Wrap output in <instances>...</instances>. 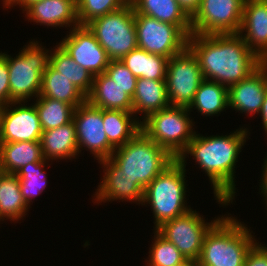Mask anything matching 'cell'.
Instances as JSON below:
<instances>
[{
	"mask_svg": "<svg viewBox=\"0 0 267 266\" xmlns=\"http://www.w3.org/2000/svg\"><path fill=\"white\" fill-rule=\"evenodd\" d=\"M187 47L197 57L204 79L227 88L247 78L263 62L240 34H191Z\"/></svg>",
	"mask_w": 267,
	"mask_h": 266,
	"instance_id": "cell-1",
	"label": "cell"
},
{
	"mask_svg": "<svg viewBox=\"0 0 267 266\" xmlns=\"http://www.w3.org/2000/svg\"><path fill=\"white\" fill-rule=\"evenodd\" d=\"M249 129L241 127L229 135L203 136L195 132L186 150L178 158L185 160L189 154L209 177L215 200L228 206L236 193L235 168L241 149L250 135ZM197 133V134H196ZM188 154V155H187Z\"/></svg>",
	"mask_w": 267,
	"mask_h": 266,
	"instance_id": "cell-2",
	"label": "cell"
},
{
	"mask_svg": "<svg viewBox=\"0 0 267 266\" xmlns=\"http://www.w3.org/2000/svg\"><path fill=\"white\" fill-rule=\"evenodd\" d=\"M250 228L233 216H222L206 233L199 266H241L257 242Z\"/></svg>",
	"mask_w": 267,
	"mask_h": 266,
	"instance_id": "cell-3",
	"label": "cell"
},
{
	"mask_svg": "<svg viewBox=\"0 0 267 266\" xmlns=\"http://www.w3.org/2000/svg\"><path fill=\"white\" fill-rule=\"evenodd\" d=\"M186 161L176 159L144 190L142 205H151L155 224L153 230L191 210L185 200L187 195Z\"/></svg>",
	"mask_w": 267,
	"mask_h": 266,
	"instance_id": "cell-4",
	"label": "cell"
},
{
	"mask_svg": "<svg viewBox=\"0 0 267 266\" xmlns=\"http://www.w3.org/2000/svg\"><path fill=\"white\" fill-rule=\"evenodd\" d=\"M110 159L145 188L176 159L165 149L139 131L123 146L115 148Z\"/></svg>",
	"mask_w": 267,
	"mask_h": 266,
	"instance_id": "cell-5",
	"label": "cell"
},
{
	"mask_svg": "<svg viewBox=\"0 0 267 266\" xmlns=\"http://www.w3.org/2000/svg\"><path fill=\"white\" fill-rule=\"evenodd\" d=\"M50 52L33 39L23 46L16 57L7 54L10 103L28 102V99L39 96L42 74L49 65Z\"/></svg>",
	"mask_w": 267,
	"mask_h": 266,
	"instance_id": "cell-6",
	"label": "cell"
},
{
	"mask_svg": "<svg viewBox=\"0 0 267 266\" xmlns=\"http://www.w3.org/2000/svg\"><path fill=\"white\" fill-rule=\"evenodd\" d=\"M187 107L169 106L141 121V131L178 159L195 135Z\"/></svg>",
	"mask_w": 267,
	"mask_h": 266,
	"instance_id": "cell-7",
	"label": "cell"
},
{
	"mask_svg": "<svg viewBox=\"0 0 267 266\" xmlns=\"http://www.w3.org/2000/svg\"><path fill=\"white\" fill-rule=\"evenodd\" d=\"M134 16V9L129 1L120 9L98 17L86 25L110 60H121L137 48Z\"/></svg>",
	"mask_w": 267,
	"mask_h": 266,
	"instance_id": "cell-8",
	"label": "cell"
},
{
	"mask_svg": "<svg viewBox=\"0 0 267 266\" xmlns=\"http://www.w3.org/2000/svg\"><path fill=\"white\" fill-rule=\"evenodd\" d=\"M203 80L197 57L188 47L170 57L165 77L169 105L188 108Z\"/></svg>",
	"mask_w": 267,
	"mask_h": 266,
	"instance_id": "cell-9",
	"label": "cell"
},
{
	"mask_svg": "<svg viewBox=\"0 0 267 266\" xmlns=\"http://www.w3.org/2000/svg\"><path fill=\"white\" fill-rule=\"evenodd\" d=\"M219 219L218 216L211 222H205V218L192 208L187 213L163 223L156 231L173 243L186 259L198 260L206 233Z\"/></svg>",
	"mask_w": 267,
	"mask_h": 266,
	"instance_id": "cell-10",
	"label": "cell"
},
{
	"mask_svg": "<svg viewBox=\"0 0 267 266\" xmlns=\"http://www.w3.org/2000/svg\"><path fill=\"white\" fill-rule=\"evenodd\" d=\"M137 47L166 58L181 53L187 47L188 37L176 26L143 15L134 16Z\"/></svg>",
	"mask_w": 267,
	"mask_h": 266,
	"instance_id": "cell-11",
	"label": "cell"
},
{
	"mask_svg": "<svg viewBox=\"0 0 267 266\" xmlns=\"http://www.w3.org/2000/svg\"><path fill=\"white\" fill-rule=\"evenodd\" d=\"M245 0H201L191 18L192 34L239 33Z\"/></svg>",
	"mask_w": 267,
	"mask_h": 266,
	"instance_id": "cell-12",
	"label": "cell"
},
{
	"mask_svg": "<svg viewBox=\"0 0 267 266\" xmlns=\"http://www.w3.org/2000/svg\"><path fill=\"white\" fill-rule=\"evenodd\" d=\"M73 122L79 154L85 149L90 151L94 159L98 161L111 157L115 148L108 141L102 119V109L86 101L75 108Z\"/></svg>",
	"mask_w": 267,
	"mask_h": 266,
	"instance_id": "cell-13",
	"label": "cell"
},
{
	"mask_svg": "<svg viewBox=\"0 0 267 266\" xmlns=\"http://www.w3.org/2000/svg\"><path fill=\"white\" fill-rule=\"evenodd\" d=\"M25 103L11 102L0 106V143L40 142L43 130L37 109L34 104L26 106Z\"/></svg>",
	"mask_w": 267,
	"mask_h": 266,
	"instance_id": "cell-14",
	"label": "cell"
},
{
	"mask_svg": "<svg viewBox=\"0 0 267 266\" xmlns=\"http://www.w3.org/2000/svg\"><path fill=\"white\" fill-rule=\"evenodd\" d=\"M59 44L78 65L93 76L105 73L110 59L87 26L79 25L70 29Z\"/></svg>",
	"mask_w": 267,
	"mask_h": 266,
	"instance_id": "cell-15",
	"label": "cell"
},
{
	"mask_svg": "<svg viewBox=\"0 0 267 266\" xmlns=\"http://www.w3.org/2000/svg\"><path fill=\"white\" fill-rule=\"evenodd\" d=\"M98 163L102 165L101 168H104V175L94 194V203L121 200L142 205L144 189L139 184L122 173V170L110 158L100 160Z\"/></svg>",
	"mask_w": 267,
	"mask_h": 266,
	"instance_id": "cell-16",
	"label": "cell"
},
{
	"mask_svg": "<svg viewBox=\"0 0 267 266\" xmlns=\"http://www.w3.org/2000/svg\"><path fill=\"white\" fill-rule=\"evenodd\" d=\"M267 91V62L242 81L228 87V106L236 112L259 114Z\"/></svg>",
	"mask_w": 267,
	"mask_h": 266,
	"instance_id": "cell-17",
	"label": "cell"
},
{
	"mask_svg": "<svg viewBox=\"0 0 267 266\" xmlns=\"http://www.w3.org/2000/svg\"><path fill=\"white\" fill-rule=\"evenodd\" d=\"M238 34L262 62H267L266 1L245 0L242 24Z\"/></svg>",
	"mask_w": 267,
	"mask_h": 266,
	"instance_id": "cell-18",
	"label": "cell"
},
{
	"mask_svg": "<svg viewBox=\"0 0 267 266\" xmlns=\"http://www.w3.org/2000/svg\"><path fill=\"white\" fill-rule=\"evenodd\" d=\"M24 12L28 21L47 28L65 26L72 29L79 26L76 0H40L33 2Z\"/></svg>",
	"mask_w": 267,
	"mask_h": 266,
	"instance_id": "cell-19",
	"label": "cell"
},
{
	"mask_svg": "<svg viewBox=\"0 0 267 266\" xmlns=\"http://www.w3.org/2000/svg\"><path fill=\"white\" fill-rule=\"evenodd\" d=\"M86 101L100 109L133 112L132 98L106 73L94 76L92 89L86 96Z\"/></svg>",
	"mask_w": 267,
	"mask_h": 266,
	"instance_id": "cell-20",
	"label": "cell"
},
{
	"mask_svg": "<svg viewBox=\"0 0 267 266\" xmlns=\"http://www.w3.org/2000/svg\"><path fill=\"white\" fill-rule=\"evenodd\" d=\"M41 148L44 159H75L79 155L73 121L54 129L45 130L41 135Z\"/></svg>",
	"mask_w": 267,
	"mask_h": 266,
	"instance_id": "cell-21",
	"label": "cell"
},
{
	"mask_svg": "<svg viewBox=\"0 0 267 266\" xmlns=\"http://www.w3.org/2000/svg\"><path fill=\"white\" fill-rule=\"evenodd\" d=\"M134 14H143L176 25L187 37L192 34L191 19L180 8L177 0H129Z\"/></svg>",
	"mask_w": 267,
	"mask_h": 266,
	"instance_id": "cell-22",
	"label": "cell"
},
{
	"mask_svg": "<svg viewBox=\"0 0 267 266\" xmlns=\"http://www.w3.org/2000/svg\"><path fill=\"white\" fill-rule=\"evenodd\" d=\"M132 103L133 114L138 120L137 114L143 113L141 120H144L148 115L168 108L170 105L166 82L138 78Z\"/></svg>",
	"mask_w": 267,
	"mask_h": 266,
	"instance_id": "cell-23",
	"label": "cell"
},
{
	"mask_svg": "<svg viewBox=\"0 0 267 266\" xmlns=\"http://www.w3.org/2000/svg\"><path fill=\"white\" fill-rule=\"evenodd\" d=\"M45 160L41 143L19 141L0 143V167L4 173L16 174L23 166Z\"/></svg>",
	"mask_w": 267,
	"mask_h": 266,
	"instance_id": "cell-24",
	"label": "cell"
},
{
	"mask_svg": "<svg viewBox=\"0 0 267 266\" xmlns=\"http://www.w3.org/2000/svg\"><path fill=\"white\" fill-rule=\"evenodd\" d=\"M102 119L108 141L114 148L123 146L141 131V120L133 112L102 109Z\"/></svg>",
	"mask_w": 267,
	"mask_h": 266,
	"instance_id": "cell-25",
	"label": "cell"
},
{
	"mask_svg": "<svg viewBox=\"0 0 267 266\" xmlns=\"http://www.w3.org/2000/svg\"><path fill=\"white\" fill-rule=\"evenodd\" d=\"M39 96L62 101L75 108L86 102V95L50 65L42 74Z\"/></svg>",
	"mask_w": 267,
	"mask_h": 266,
	"instance_id": "cell-26",
	"label": "cell"
},
{
	"mask_svg": "<svg viewBox=\"0 0 267 266\" xmlns=\"http://www.w3.org/2000/svg\"><path fill=\"white\" fill-rule=\"evenodd\" d=\"M168 58L136 48L130 51L120 61L136 78L165 81Z\"/></svg>",
	"mask_w": 267,
	"mask_h": 266,
	"instance_id": "cell-27",
	"label": "cell"
},
{
	"mask_svg": "<svg viewBox=\"0 0 267 266\" xmlns=\"http://www.w3.org/2000/svg\"><path fill=\"white\" fill-rule=\"evenodd\" d=\"M30 209L22 197L19 178L13 173H3L0 178V221L18 222ZM6 218V219H5Z\"/></svg>",
	"mask_w": 267,
	"mask_h": 266,
	"instance_id": "cell-28",
	"label": "cell"
},
{
	"mask_svg": "<svg viewBox=\"0 0 267 266\" xmlns=\"http://www.w3.org/2000/svg\"><path fill=\"white\" fill-rule=\"evenodd\" d=\"M228 106V88L218 82L204 79L198 87L188 110H198L205 117L221 114Z\"/></svg>",
	"mask_w": 267,
	"mask_h": 266,
	"instance_id": "cell-29",
	"label": "cell"
},
{
	"mask_svg": "<svg viewBox=\"0 0 267 266\" xmlns=\"http://www.w3.org/2000/svg\"><path fill=\"white\" fill-rule=\"evenodd\" d=\"M53 48L55 49L50 52L49 65L87 96L92 89L94 76L78 65L59 43Z\"/></svg>",
	"mask_w": 267,
	"mask_h": 266,
	"instance_id": "cell-30",
	"label": "cell"
},
{
	"mask_svg": "<svg viewBox=\"0 0 267 266\" xmlns=\"http://www.w3.org/2000/svg\"><path fill=\"white\" fill-rule=\"evenodd\" d=\"M35 102L33 104L37 109L43 131L64 126L73 121L74 106L43 96H38Z\"/></svg>",
	"mask_w": 267,
	"mask_h": 266,
	"instance_id": "cell-31",
	"label": "cell"
},
{
	"mask_svg": "<svg viewBox=\"0 0 267 266\" xmlns=\"http://www.w3.org/2000/svg\"><path fill=\"white\" fill-rule=\"evenodd\" d=\"M46 163L48 167V160L46 159L40 162L28 163L16 173L19 178L22 197L28 207H30L32 199L40 195L48 184L46 181L47 175L44 172Z\"/></svg>",
	"mask_w": 267,
	"mask_h": 266,
	"instance_id": "cell-32",
	"label": "cell"
},
{
	"mask_svg": "<svg viewBox=\"0 0 267 266\" xmlns=\"http://www.w3.org/2000/svg\"><path fill=\"white\" fill-rule=\"evenodd\" d=\"M154 242L149 248V256L146 259V266H177L186 260L182 253L167 241L156 230H154Z\"/></svg>",
	"mask_w": 267,
	"mask_h": 266,
	"instance_id": "cell-33",
	"label": "cell"
},
{
	"mask_svg": "<svg viewBox=\"0 0 267 266\" xmlns=\"http://www.w3.org/2000/svg\"><path fill=\"white\" fill-rule=\"evenodd\" d=\"M129 0H76L79 25L86 26L92 20L125 6Z\"/></svg>",
	"mask_w": 267,
	"mask_h": 266,
	"instance_id": "cell-34",
	"label": "cell"
},
{
	"mask_svg": "<svg viewBox=\"0 0 267 266\" xmlns=\"http://www.w3.org/2000/svg\"><path fill=\"white\" fill-rule=\"evenodd\" d=\"M105 73L114 83L124 88L125 93L133 97L138 78L120 60H110Z\"/></svg>",
	"mask_w": 267,
	"mask_h": 266,
	"instance_id": "cell-35",
	"label": "cell"
},
{
	"mask_svg": "<svg viewBox=\"0 0 267 266\" xmlns=\"http://www.w3.org/2000/svg\"><path fill=\"white\" fill-rule=\"evenodd\" d=\"M10 104L9 69L7 54L0 52V106Z\"/></svg>",
	"mask_w": 267,
	"mask_h": 266,
	"instance_id": "cell-36",
	"label": "cell"
},
{
	"mask_svg": "<svg viewBox=\"0 0 267 266\" xmlns=\"http://www.w3.org/2000/svg\"><path fill=\"white\" fill-rule=\"evenodd\" d=\"M256 242L248 252L244 266H267V245Z\"/></svg>",
	"mask_w": 267,
	"mask_h": 266,
	"instance_id": "cell-37",
	"label": "cell"
},
{
	"mask_svg": "<svg viewBox=\"0 0 267 266\" xmlns=\"http://www.w3.org/2000/svg\"><path fill=\"white\" fill-rule=\"evenodd\" d=\"M180 8L191 19L200 7L201 0H177Z\"/></svg>",
	"mask_w": 267,
	"mask_h": 266,
	"instance_id": "cell-38",
	"label": "cell"
},
{
	"mask_svg": "<svg viewBox=\"0 0 267 266\" xmlns=\"http://www.w3.org/2000/svg\"><path fill=\"white\" fill-rule=\"evenodd\" d=\"M263 163H264L262 165L263 166L262 167L263 171H262V174H261L262 176H261V179L259 180L260 181L259 190H261L260 195L262 194V196L264 197L265 204L267 206V158L264 159ZM266 210H267V208H266Z\"/></svg>",
	"mask_w": 267,
	"mask_h": 266,
	"instance_id": "cell-39",
	"label": "cell"
},
{
	"mask_svg": "<svg viewBox=\"0 0 267 266\" xmlns=\"http://www.w3.org/2000/svg\"><path fill=\"white\" fill-rule=\"evenodd\" d=\"M259 115L262 118V120H261L262 126H263L262 128L265 130L266 135H267V91H266V96H265L264 102L262 104V108H261Z\"/></svg>",
	"mask_w": 267,
	"mask_h": 266,
	"instance_id": "cell-40",
	"label": "cell"
},
{
	"mask_svg": "<svg viewBox=\"0 0 267 266\" xmlns=\"http://www.w3.org/2000/svg\"><path fill=\"white\" fill-rule=\"evenodd\" d=\"M2 1L4 8L9 9L10 7L13 8L14 6H16L21 0H2Z\"/></svg>",
	"mask_w": 267,
	"mask_h": 266,
	"instance_id": "cell-41",
	"label": "cell"
},
{
	"mask_svg": "<svg viewBox=\"0 0 267 266\" xmlns=\"http://www.w3.org/2000/svg\"><path fill=\"white\" fill-rule=\"evenodd\" d=\"M177 266H199L198 260L195 259H186L182 263L178 264Z\"/></svg>",
	"mask_w": 267,
	"mask_h": 266,
	"instance_id": "cell-42",
	"label": "cell"
},
{
	"mask_svg": "<svg viewBox=\"0 0 267 266\" xmlns=\"http://www.w3.org/2000/svg\"><path fill=\"white\" fill-rule=\"evenodd\" d=\"M40 1V0H21L17 5L21 7V10H25L29 5H31L33 2Z\"/></svg>",
	"mask_w": 267,
	"mask_h": 266,
	"instance_id": "cell-43",
	"label": "cell"
},
{
	"mask_svg": "<svg viewBox=\"0 0 267 266\" xmlns=\"http://www.w3.org/2000/svg\"><path fill=\"white\" fill-rule=\"evenodd\" d=\"M3 173H4V171L0 167V178L2 177Z\"/></svg>",
	"mask_w": 267,
	"mask_h": 266,
	"instance_id": "cell-44",
	"label": "cell"
}]
</instances>
